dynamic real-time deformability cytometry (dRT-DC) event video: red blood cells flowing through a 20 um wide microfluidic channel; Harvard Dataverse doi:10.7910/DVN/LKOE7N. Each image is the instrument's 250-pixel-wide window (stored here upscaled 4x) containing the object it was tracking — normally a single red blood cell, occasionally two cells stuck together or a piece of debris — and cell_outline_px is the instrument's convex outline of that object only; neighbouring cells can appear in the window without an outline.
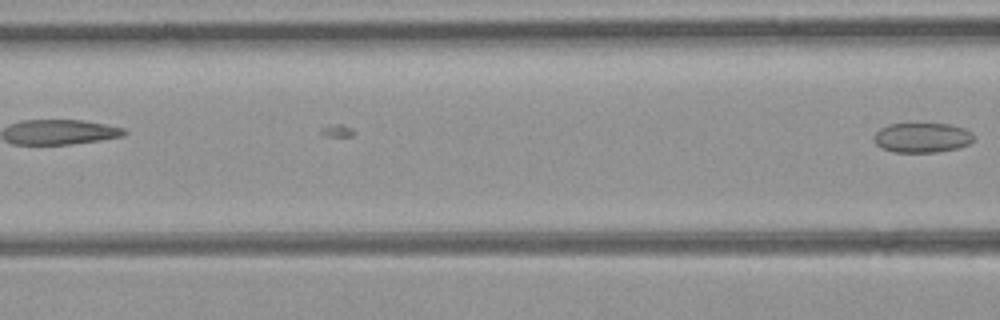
{"species": "common noctule bat (a hibernating species)", "species_latin": "Nyctalus noctula", "temperature_condition": "room temperature", "stored_images_in_passage": 8, "camera_frame_rate_fps": 3000, "um_per_image_px": 0.085, "animal": {"sex": "female", "body_mass_g": 21.9}, "frame": {"image": 1, "passage_image": 8, "time_ms": 2.333, "image_size_px": [1000, 320], "cell_outline_px": [[972, 140], [968, 144], [956, 148], [936, 152], [892, 152], [880, 148], [872, 140], [872, 136], [880, 128], [888, 124], [948, 124], [964, 128], [972, 132]], "centroid_in_image_um": [78.31, 11.7], "position_along_channel_um": 88.3, "area_um2": 17.34}}